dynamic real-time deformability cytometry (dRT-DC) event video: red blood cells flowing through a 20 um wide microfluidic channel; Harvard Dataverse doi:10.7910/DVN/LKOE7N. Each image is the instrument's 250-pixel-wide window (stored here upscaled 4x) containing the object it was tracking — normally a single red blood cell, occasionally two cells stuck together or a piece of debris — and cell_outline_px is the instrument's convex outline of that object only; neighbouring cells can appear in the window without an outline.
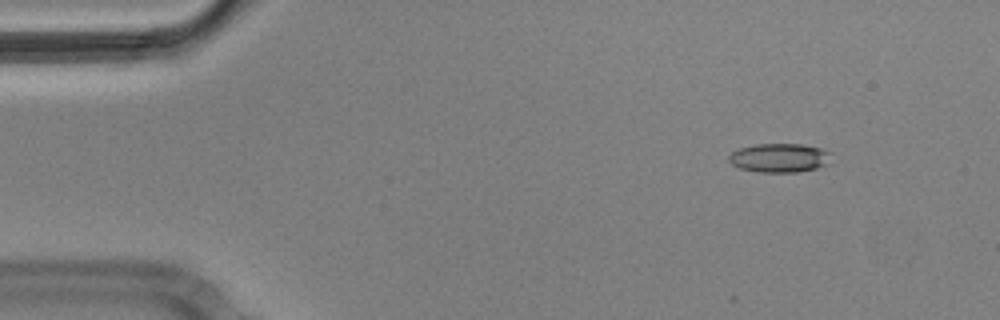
{"species": "Egyptian fruit bat (a non-hibernating species)", "species_latin": "Rousettus aegyptiacus", "temperature_condition": "cold", "stored_images_in_passage": 5, "camera_frame_rate_fps": 3000, "um_per_image_px": 0.085, "animal": {"sex": "male"}, "frame": {"image": 1, "passage_image": 2, "time_ms": 0.333, "image_size_px": [1000, 320], "cell_outline_px": [[832, 164], [816, 168], [796, 172], [760, 172], [740, 168], [732, 164], [728, 160], [728, 156], [732, 152], [740, 148], [756, 144], [800, 144], [820, 148], [828, 152]], "centroid_in_image_um": [66.26, 13.42], "position_along_channel_um": 18.7, "area_um2": 17.22}}
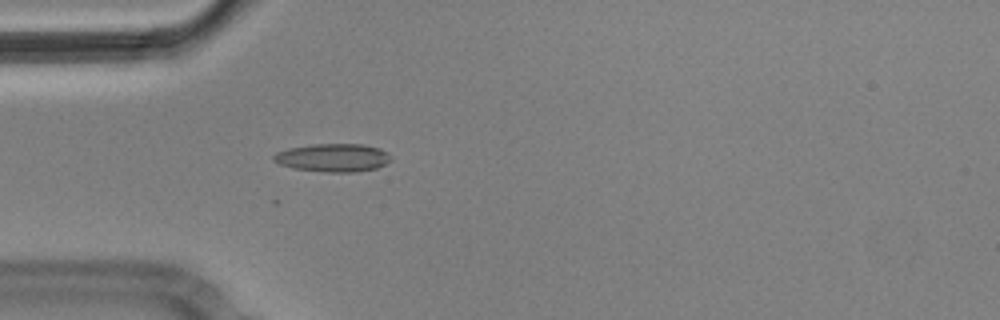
{"frame": {"image": 2, "passage_image": 5, "time_ms": 1.333, "image_size_px": [1000, 320], "cell_outline_px": [[392, 160], [376, 168], [356, 172], [324, 172], [292, 168], [280, 164], [272, 160], [272, 156], [276, 152], [288, 148], [312, 144], [364, 144], [380, 148], [388, 152]], "centroid_in_image_um": [28.3, 13.4], "position_along_channel_um": 56.7, "area_um2": 19.42}}